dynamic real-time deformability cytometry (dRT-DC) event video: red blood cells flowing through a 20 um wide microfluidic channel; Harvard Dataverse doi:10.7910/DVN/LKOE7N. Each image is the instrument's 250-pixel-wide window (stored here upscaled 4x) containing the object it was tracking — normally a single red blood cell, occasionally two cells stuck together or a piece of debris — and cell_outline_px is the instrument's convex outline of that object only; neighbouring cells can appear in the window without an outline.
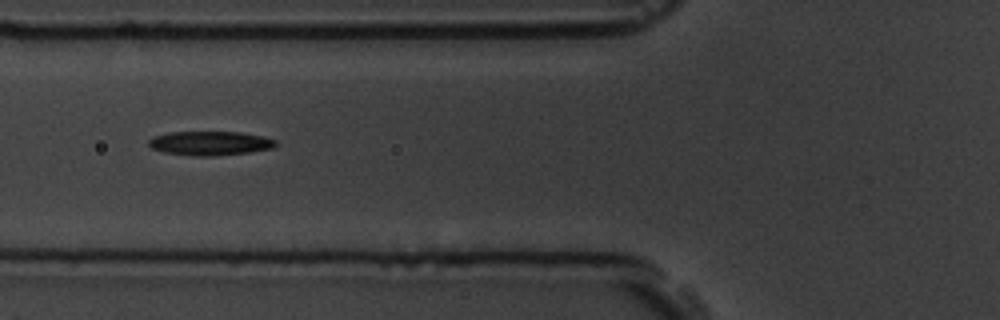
{"species": "common noctule bat (a hibernating species)", "species_latin": "Nyctalus noctula", "temperature_condition": "room temperature", "stored_images_in_passage": 12, "camera_frame_rate_fps": 3000, "um_per_image_px": 0.085, "animal": {"sex": "male", "body_mass_g": 19.5, "forearm_length_mm": 54.6}, "frame": {"image": 1, "passage_image": 3, "time_ms": 2.333, "image_size_px": [1000, 320], "cell_outline_px": [[280, 144], [272, 148], [252, 152], [212, 156], [192, 156], [164, 152], [152, 148], [148, 144], [148, 140], [156, 136], [168, 132], [240, 132], [264, 136], [276, 140]], "centroid_in_image_um": [17.91, 12.18], "position_along_channel_um": 107.9, "area_um2": 17.98}}
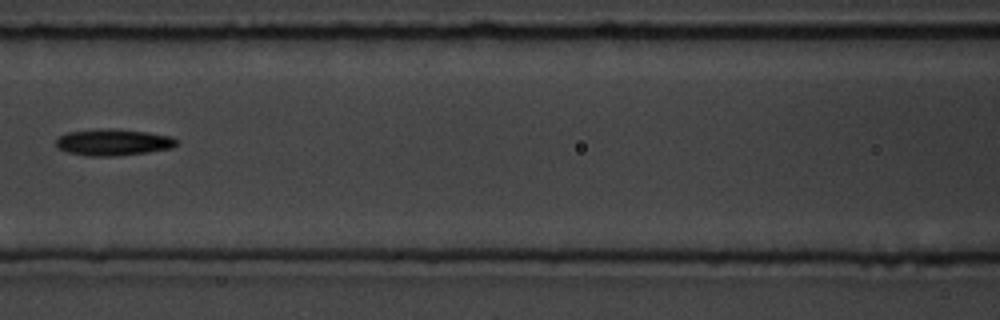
{"frame": {"image": 2, "passage_image": 4, "time_ms": 3.667, "image_size_px": [1000, 320], "cell_outline_px": [[176, 144], [172, 148], [148, 152], [116, 156], [88, 156], [68, 152], [60, 148], [56, 144], [56, 140], [60, 136], [68, 132], [104, 128], [116, 128], [148, 132], [172, 136], [176, 140]], "centroid_in_image_um": [9.65, 12.08], "position_along_channel_um": 157.0, "area_um2": 18.61}}
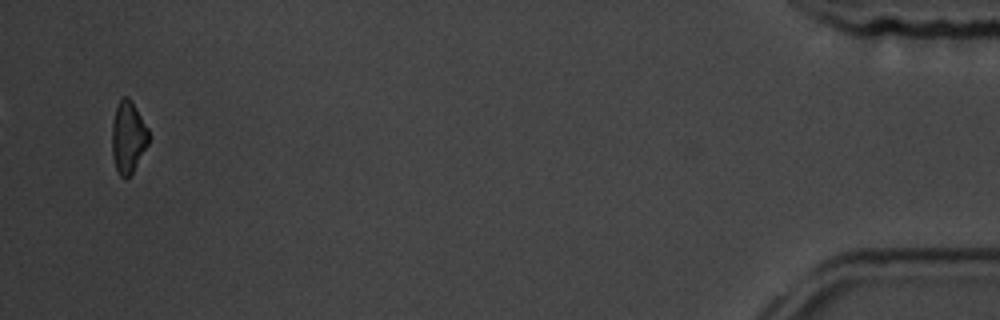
{"frame": {"image": 3, "passage_image": 12, "time_ms": 13.333, "image_size_px": [1000, 320], "cell_outline_px": [[148, 144], [132, 172], [124, 180], [116, 172], [112, 156], [112, 124], [116, 108], [120, 96], [128, 96], [132, 100], [148, 128]], "centroid_in_image_um": [10.87, 11.64], "position_along_channel_um": 424.3, "area_um2": 15.49}, "authors_computed_cell_mechanics": {"area_um2": 17.2244, "velocity_mm_per_s": 3.6628, "shape_relaxation_time_tau1_ms": 1.7608, "shape_relaxation_time_tau2_ms": 8.6319, "deformation_change_tau1": 0.085, "deformation_change_tau2": 0.1915}}